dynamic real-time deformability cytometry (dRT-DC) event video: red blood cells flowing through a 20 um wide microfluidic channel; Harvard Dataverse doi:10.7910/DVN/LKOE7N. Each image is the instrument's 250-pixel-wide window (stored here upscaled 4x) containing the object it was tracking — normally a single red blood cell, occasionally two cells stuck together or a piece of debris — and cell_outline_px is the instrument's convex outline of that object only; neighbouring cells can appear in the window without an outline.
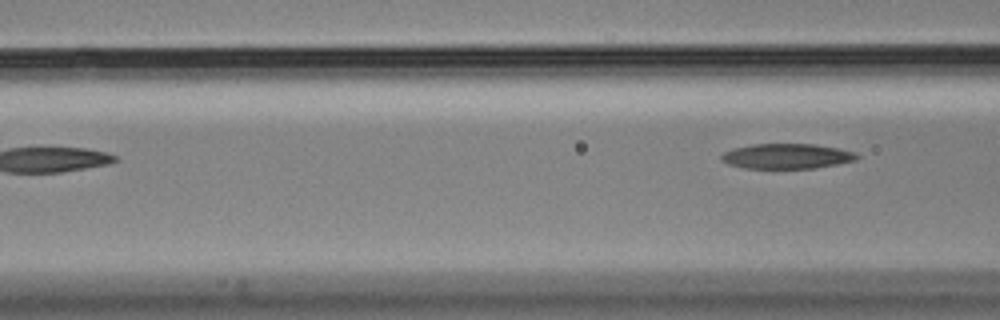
{"species": "Egyptian fruit bat (a non-hibernating species)", "species_latin": "Rousettus aegyptiacus", "temperature_condition": "cold", "stored_images_in_passage": 5, "camera_frame_rate_fps": 3000, "um_per_image_px": 0.085, "animal": {"sex": "male"}, "frame": {"image": 1, "passage_image": 5, "time_ms": 1.333, "image_size_px": [1000, 320], "cell_outline_px": [[860, 156], [856, 160], [816, 168], [744, 168], [728, 164], [720, 160], [720, 156], [724, 152], [732, 148], [752, 144], [812, 144], [836, 148], [856, 152]], "centroid_in_image_um": [66.85, 13.27], "position_along_channel_um": 99.8, "area_um2": 19.83}}